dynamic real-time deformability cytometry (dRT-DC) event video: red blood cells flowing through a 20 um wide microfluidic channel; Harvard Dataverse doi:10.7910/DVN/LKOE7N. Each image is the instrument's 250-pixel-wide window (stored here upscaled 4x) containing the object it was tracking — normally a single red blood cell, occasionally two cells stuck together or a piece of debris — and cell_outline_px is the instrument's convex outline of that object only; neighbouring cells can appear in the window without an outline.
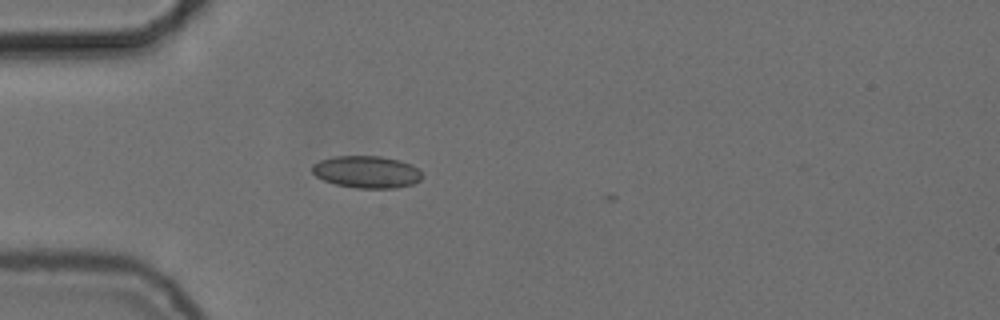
{"species": "common noctule bat (a hibernating species)", "species_latin": "Nyctalus noctula", "temperature_condition": "cold", "stored_images_in_passage": 6, "camera_frame_rate_fps": 3000, "um_per_image_px": 0.085, "animal": {"sex": "female", "body_mass_g": 24.6, "forearm_length_mm": 56.2}, "frame": {"image": 1, "passage_image": 1, "time_ms": 0.0, "image_size_px": [1000, 320], "cell_outline_px": [[420, 180], [412, 184], [396, 188], [356, 188], [336, 184], [324, 180], [316, 176], [312, 172], [312, 164], [320, 160], [336, 156], [380, 156], [400, 160], [412, 164], [420, 172]], "centroid_in_image_um": [31.15, 14.61], "position_along_channel_um": 53.9, "area_um2": 20.52}}
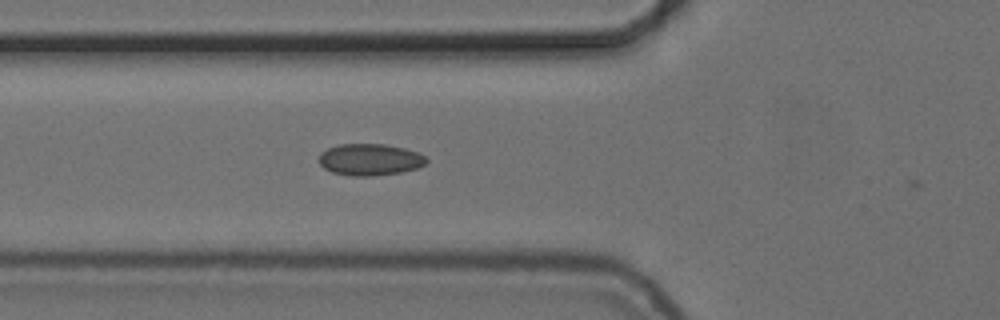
{"frame": {"image": 2, "passage_image": 5, "time_ms": 1.333, "image_size_px": [1000, 320], "cell_outline_px": [[428, 160], [424, 164], [416, 168], [400, 172], [372, 176], [352, 176], [332, 172], [324, 168], [320, 164], [320, 152], [328, 148], [340, 144], [384, 144], [404, 148], [416, 152], [424, 156]], "centroid_in_image_um": [31.42, 13.56], "position_along_channel_um": 94.4, "area_um2": 19.65}}